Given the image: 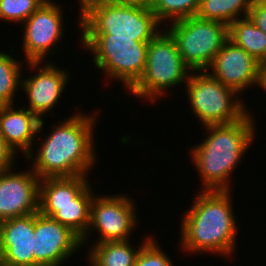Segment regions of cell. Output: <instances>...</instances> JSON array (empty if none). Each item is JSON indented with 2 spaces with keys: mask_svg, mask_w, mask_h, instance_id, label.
<instances>
[{
  "mask_svg": "<svg viewBox=\"0 0 266 266\" xmlns=\"http://www.w3.org/2000/svg\"><path fill=\"white\" fill-rule=\"evenodd\" d=\"M83 247L81 237L52 217L35 213L34 266H63Z\"/></svg>",
  "mask_w": 266,
  "mask_h": 266,
  "instance_id": "8fae6325",
  "label": "cell"
},
{
  "mask_svg": "<svg viewBox=\"0 0 266 266\" xmlns=\"http://www.w3.org/2000/svg\"><path fill=\"white\" fill-rule=\"evenodd\" d=\"M229 40L243 48L259 63L266 62V33L249 17L235 20L229 26Z\"/></svg>",
  "mask_w": 266,
  "mask_h": 266,
  "instance_id": "ffe728a7",
  "label": "cell"
},
{
  "mask_svg": "<svg viewBox=\"0 0 266 266\" xmlns=\"http://www.w3.org/2000/svg\"><path fill=\"white\" fill-rule=\"evenodd\" d=\"M99 112L94 115L75 112L57 125L52 124V132L39 142V148L24 157L29 162L34 160L30 168L40 179L88 175L97 163L93 128Z\"/></svg>",
  "mask_w": 266,
  "mask_h": 266,
  "instance_id": "6da1fadb",
  "label": "cell"
},
{
  "mask_svg": "<svg viewBox=\"0 0 266 266\" xmlns=\"http://www.w3.org/2000/svg\"><path fill=\"white\" fill-rule=\"evenodd\" d=\"M16 108L14 104L0 105V136L15 155L21 151L27 157L46 121L40 120L26 107Z\"/></svg>",
  "mask_w": 266,
  "mask_h": 266,
  "instance_id": "2e32d148",
  "label": "cell"
},
{
  "mask_svg": "<svg viewBox=\"0 0 266 266\" xmlns=\"http://www.w3.org/2000/svg\"><path fill=\"white\" fill-rule=\"evenodd\" d=\"M248 17L266 33V1L253 2Z\"/></svg>",
  "mask_w": 266,
  "mask_h": 266,
  "instance_id": "484cf974",
  "label": "cell"
},
{
  "mask_svg": "<svg viewBox=\"0 0 266 266\" xmlns=\"http://www.w3.org/2000/svg\"><path fill=\"white\" fill-rule=\"evenodd\" d=\"M60 4L46 0L22 24L24 27L23 54L24 62H43L46 56L57 53L59 41L63 38V10ZM61 38V39H60ZM56 45V46H55ZM53 52V53H52Z\"/></svg>",
  "mask_w": 266,
  "mask_h": 266,
  "instance_id": "30bf717a",
  "label": "cell"
},
{
  "mask_svg": "<svg viewBox=\"0 0 266 266\" xmlns=\"http://www.w3.org/2000/svg\"><path fill=\"white\" fill-rule=\"evenodd\" d=\"M200 0H149V8L160 23L196 16ZM168 21V22H167Z\"/></svg>",
  "mask_w": 266,
  "mask_h": 266,
  "instance_id": "603a6c76",
  "label": "cell"
},
{
  "mask_svg": "<svg viewBox=\"0 0 266 266\" xmlns=\"http://www.w3.org/2000/svg\"><path fill=\"white\" fill-rule=\"evenodd\" d=\"M35 213L0 222V266H34Z\"/></svg>",
  "mask_w": 266,
  "mask_h": 266,
  "instance_id": "9a60e30c",
  "label": "cell"
},
{
  "mask_svg": "<svg viewBox=\"0 0 266 266\" xmlns=\"http://www.w3.org/2000/svg\"><path fill=\"white\" fill-rule=\"evenodd\" d=\"M147 236L138 249L126 241H108L92 244L87 261L93 266H134L140 248L150 239Z\"/></svg>",
  "mask_w": 266,
  "mask_h": 266,
  "instance_id": "d6986e66",
  "label": "cell"
},
{
  "mask_svg": "<svg viewBox=\"0 0 266 266\" xmlns=\"http://www.w3.org/2000/svg\"><path fill=\"white\" fill-rule=\"evenodd\" d=\"M14 171L0 173V222L39 212L40 178L31 168Z\"/></svg>",
  "mask_w": 266,
  "mask_h": 266,
  "instance_id": "4fadbf2b",
  "label": "cell"
},
{
  "mask_svg": "<svg viewBox=\"0 0 266 266\" xmlns=\"http://www.w3.org/2000/svg\"><path fill=\"white\" fill-rule=\"evenodd\" d=\"M252 0H200L197 18L230 25L237 19L248 17Z\"/></svg>",
  "mask_w": 266,
  "mask_h": 266,
  "instance_id": "44dd1931",
  "label": "cell"
},
{
  "mask_svg": "<svg viewBox=\"0 0 266 266\" xmlns=\"http://www.w3.org/2000/svg\"><path fill=\"white\" fill-rule=\"evenodd\" d=\"M254 121L248 113L234 123L203 126L208 136L189 151L202 190H231V175L257 134Z\"/></svg>",
  "mask_w": 266,
  "mask_h": 266,
  "instance_id": "3957f363",
  "label": "cell"
},
{
  "mask_svg": "<svg viewBox=\"0 0 266 266\" xmlns=\"http://www.w3.org/2000/svg\"><path fill=\"white\" fill-rule=\"evenodd\" d=\"M256 85L266 91V62L260 64Z\"/></svg>",
  "mask_w": 266,
  "mask_h": 266,
  "instance_id": "83f0119b",
  "label": "cell"
},
{
  "mask_svg": "<svg viewBox=\"0 0 266 266\" xmlns=\"http://www.w3.org/2000/svg\"><path fill=\"white\" fill-rule=\"evenodd\" d=\"M232 190H202L185 212L180 245L186 253L210 252L232 256L238 238L237 217L233 212Z\"/></svg>",
  "mask_w": 266,
  "mask_h": 266,
  "instance_id": "7a4b0ae2",
  "label": "cell"
},
{
  "mask_svg": "<svg viewBox=\"0 0 266 266\" xmlns=\"http://www.w3.org/2000/svg\"><path fill=\"white\" fill-rule=\"evenodd\" d=\"M87 175L40 179L39 206L77 205V196L90 184Z\"/></svg>",
  "mask_w": 266,
  "mask_h": 266,
  "instance_id": "e0dca14e",
  "label": "cell"
},
{
  "mask_svg": "<svg viewBox=\"0 0 266 266\" xmlns=\"http://www.w3.org/2000/svg\"><path fill=\"white\" fill-rule=\"evenodd\" d=\"M43 62H26L28 69H33L38 73L36 72L33 76L29 75L30 78L27 77V79L22 75L21 79V88L27 95L29 104V107H23H27L40 120L57 105L70 80L69 71L67 72L66 69L56 67L50 61Z\"/></svg>",
  "mask_w": 266,
  "mask_h": 266,
  "instance_id": "7c38bea8",
  "label": "cell"
},
{
  "mask_svg": "<svg viewBox=\"0 0 266 266\" xmlns=\"http://www.w3.org/2000/svg\"><path fill=\"white\" fill-rule=\"evenodd\" d=\"M98 196L94 195L91 203L90 224L87 233L81 238L82 245L85 247L93 229L98 234L95 243L131 240L129 238L139 219L133 198L122 193Z\"/></svg>",
  "mask_w": 266,
  "mask_h": 266,
  "instance_id": "9c48e42d",
  "label": "cell"
},
{
  "mask_svg": "<svg viewBox=\"0 0 266 266\" xmlns=\"http://www.w3.org/2000/svg\"><path fill=\"white\" fill-rule=\"evenodd\" d=\"M92 188L89 184L77 196V205L39 206V212L69 227L82 238L90 224L91 203L94 197Z\"/></svg>",
  "mask_w": 266,
  "mask_h": 266,
  "instance_id": "ac0fdd59",
  "label": "cell"
},
{
  "mask_svg": "<svg viewBox=\"0 0 266 266\" xmlns=\"http://www.w3.org/2000/svg\"><path fill=\"white\" fill-rule=\"evenodd\" d=\"M184 85L193 114L203 126L234 123L249 113L240 95L207 71H192Z\"/></svg>",
  "mask_w": 266,
  "mask_h": 266,
  "instance_id": "52a82bcc",
  "label": "cell"
},
{
  "mask_svg": "<svg viewBox=\"0 0 266 266\" xmlns=\"http://www.w3.org/2000/svg\"><path fill=\"white\" fill-rule=\"evenodd\" d=\"M154 239L151 237L140 248L134 266H174L170 257L161 249L159 242Z\"/></svg>",
  "mask_w": 266,
  "mask_h": 266,
  "instance_id": "d4e9b609",
  "label": "cell"
},
{
  "mask_svg": "<svg viewBox=\"0 0 266 266\" xmlns=\"http://www.w3.org/2000/svg\"><path fill=\"white\" fill-rule=\"evenodd\" d=\"M257 1H266V0H252V2H257Z\"/></svg>",
  "mask_w": 266,
  "mask_h": 266,
  "instance_id": "f546056e",
  "label": "cell"
},
{
  "mask_svg": "<svg viewBox=\"0 0 266 266\" xmlns=\"http://www.w3.org/2000/svg\"><path fill=\"white\" fill-rule=\"evenodd\" d=\"M169 24L165 30L174 39L182 61L192 71H207L229 40L228 25L218 21L193 16Z\"/></svg>",
  "mask_w": 266,
  "mask_h": 266,
  "instance_id": "ba28073f",
  "label": "cell"
},
{
  "mask_svg": "<svg viewBox=\"0 0 266 266\" xmlns=\"http://www.w3.org/2000/svg\"><path fill=\"white\" fill-rule=\"evenodd\" d=\"M80 44L93 56L96 68L110 80L119 81L129 90L142 76L149 42L111 35H80Z\"/></svg>",
  "mask_w": 266,
  "mask_h": 266,
  "instance_id": "8992f818",
  "label": "cell"
},
{
  "mask_svg": "<svg viewBox=\"0 0 266 266\" xmlns=\"http://www.w3.org/2000/svg\"><path fill=\"white\" fill-rule=\"evenodd\" d=\"M15 153L6 145L0 136V173L13 168L15 164ZM14 160V161H13Z\"/></svg>",
  "mask_w": 266,
  "mask_h": 266,
  "instance_id": "4316f807",
  "label": "cell"
},
{
  "mask_svg": "<svg viewBox=\"0 0 266 266\" xmlns=\"http://www.w3.org/2000/svg\"><path fill=\"white\" fill-rule=\"evenodd\" d=\"M107 3H121V4H135V3H148L149 0H104Z\"/></svg>",
  "mask_w": 266,
  "mask_h": 266,
  "instance_id": "f1b7e54d",
  "label": "cell"
},
{
  "mask_svg": "<svg viewBox=\"0 0 266 266\" xmlns=\"http://www.w3.org/2000/svg\"><path fill=\"white\" fill-rule=\"evenodd\" d=\"M260 64L243 48L228 40L216 54L207 72L241 96L242 92L256 87Z\"/></svg>",
  "mask_w": 266,
  "mask_h": 266,
  "instance_id": "5bb4252c",
  "label": "cell"
},
{
  "mask_svg": "<svg viewBox=\"0 0 266 266\" xmlns=\"http://www.w3.org/2000/svg\"><path fill=\"white\" fill-rule=\"evenodd\" d=\"M81 35H111L150 42L162 29L148 3L121 4L78 0Z\"/></svg>",
  "mask_w": 266,
  "mask_h": 266,
  "instance_id": "277c9868",
  "label": "cell"
},
{
  "mask_svg": "<svg viewBox=\"0 0 266 266\" xmlns=\"http://www.w3.org/2000/svg\"><path fill=\"white\" fill-rule=\"evenodd\" d=\"M22 66L13 55L0 51V105L14 104L15 94L21 87Z\"/></svg>",
  "mask_w": 266,
  "mask_h": 266,
  "instance_id": "7402d4cb",
  "label": "cell"
},
{
  "mask_svg": "<svg viewBox=\"0 0 266 266\" xmlns=\"http://www.w3.org/2000/svg\"><path fill=\"white\" fill-rule=\"evenodd\" d=\"M45 1L46 0H0V20L22 24Z\"/></svg>",
  "mask_w": 266,
  "mask_h": 266,
  "instance_id": "cb8c5ba5",
  "label": "cell"
},
{
  "mask_svg": "<svg viewBox=\"0 0 266 266\" xmlns=\"http://www.w3.org/2000/svg\"><path fill=\"white\" fill-rule=\"evenodd\" d=\"M190 71L182 61L174 39L163 28L149 42L144 72L129 91L139 99L152 102L168 93V89L186 84Z\"/></svg>",
  "mask_w": 266,
  "mask_h": 266,
  "instance_id": "5b68a950",
  "label": "cell"
}]
</instances>
